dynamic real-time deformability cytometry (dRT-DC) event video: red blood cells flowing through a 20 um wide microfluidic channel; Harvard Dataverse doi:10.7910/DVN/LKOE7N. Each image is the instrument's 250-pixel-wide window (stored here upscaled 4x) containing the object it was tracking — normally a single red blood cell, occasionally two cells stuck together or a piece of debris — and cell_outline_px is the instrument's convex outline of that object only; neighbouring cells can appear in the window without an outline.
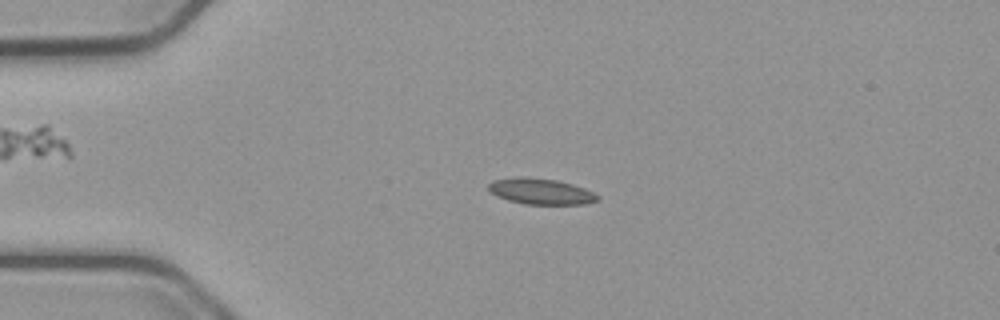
{"species": "common noctule bat (a hibernating species)", "species_latin": "Nyctalus noctula", "temperature_condition": "cold", "stored_images_in_passage": 55, "camera_frame_rate_fps": 3000, "um_per_image_px": 0.085, "animal": {"sex": "male", "body_mass_g": 23.1, "forearm_length_mm": 52.7}, "frame": {"image": 1, "passage_image": 13, "time_ms": 4.0, "image_size_px": [1000, 320], "cell_outline_px": [[600, 200], [584, 204], [524, 204], [508, 200], [496, 196], [488, 188], [488, 184], [492, 180], [520, 176], [524, 176], [556, 180], [572, 184], [584, 188], [600, 196]], "centroid_in_image_um": [45.96, 16.26], "position_along_channel_um": 39.0, "area_um2": 16.53}}
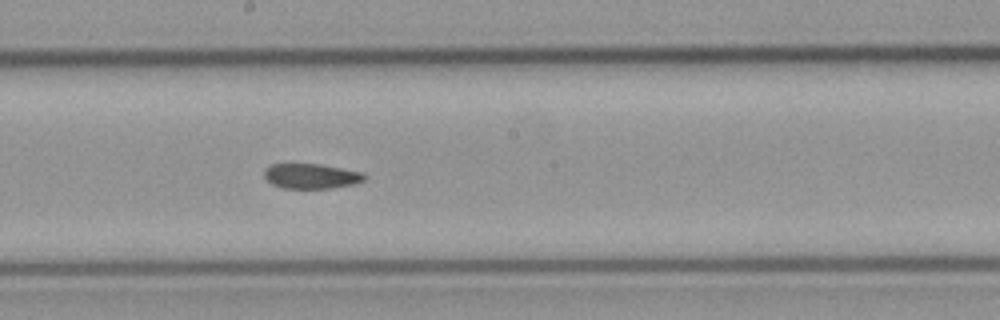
{"frame": {"image": 2, "passage_image": 30, "time_ms": 9.667, "image_size_px": [1000, 320], "cell_outline_px": [[368, 176], [364, 180], [352, 184], [332, 188], [284, 188], [272, 184], [264, 176], [264, 168], [272, 164], [320, 164], [364, 172]], "centroid_in_image_um": [26.47, 14.96], "position_along_channel_um": 221.7, "area_um2": 14.62}}
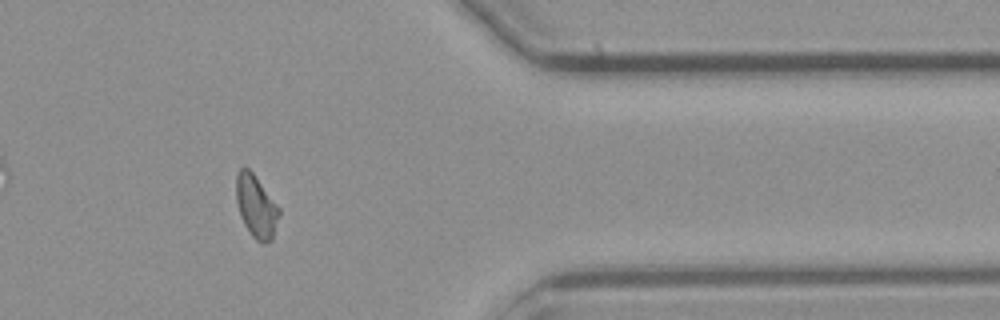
{"frame": {"image": 3, "passage_image": 45, "time_ms": 14.667, "image_size_px": [1000, 320], "cell_outline_px": [[280, 216], [272, 240], [264, 244], [256, 240], [252, 236], [244, 224], [240, 216], [236, 200], [236, 172], [240, 168], [248, 168], [252, 172], [280, 208]], "centroid_in_image_um": [21.78, 17.56], "position_along_channel_um": 389.6, "area_um2": 15.72}, "authors_computed_cell_mechanics": {"area_um2": 15.606, "velocity_mm_per_s": 3.7618, "shape_relaxation_time_tau1_ms": null, "shape_relaxation_time_tau2_ms": 3.3995, "deformation_change_tau1": null, "deformation_change_tau2": 0.0801}}